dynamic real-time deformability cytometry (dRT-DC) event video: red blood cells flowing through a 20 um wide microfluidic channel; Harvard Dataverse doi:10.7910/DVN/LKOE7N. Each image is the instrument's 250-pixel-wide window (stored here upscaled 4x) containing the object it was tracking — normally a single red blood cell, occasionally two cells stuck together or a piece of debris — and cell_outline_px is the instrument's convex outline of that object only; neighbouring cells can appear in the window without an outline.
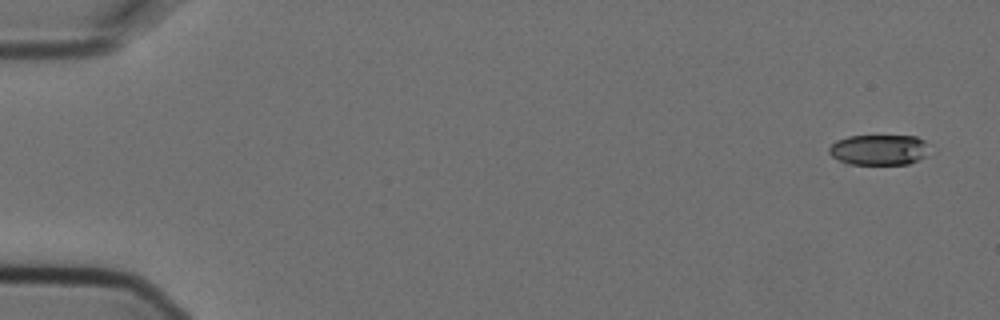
{"species": "Egyptian fruit bat (a non-hibernating species)", "species_latin": "Rousettus aegyptiacus", "temperature_condition": "cold", "stored_images_in_passage": 5, "camera_frame_rate_fps": 3000, "um_per_image_px": 0.085, "animal": {"sex": "female"}, "frame": {"image": 1, "passage_image": 1, "time_ms": 0.0, "image_size_px": [1000, 320], "cell_outline_px": [[924, 156], [908, 164], [848, 164], [832, 156], [828, 152], [828, 148], [836, 140], [848, 136], [916, 136], [924, 140]], "centroid_in_image_um": [74.62, 12.73], "position_along_channel_um": 10.4, "area_um2": 17.46}}
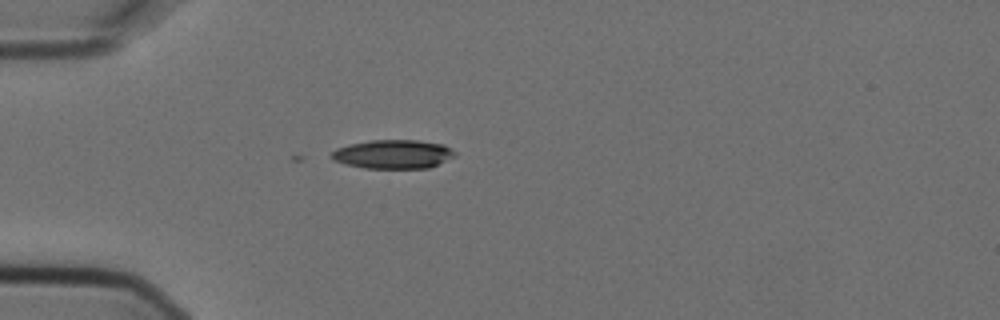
{"frame": {"image": 2, "passage_image": 4, "time_ms": 1.0, "image_size_px": [1000, 320], "cell_outline_px": [[456, 156], [428, 168], [364, 168], [344, 164], [332, 160], [332, 152], [336, 148], [348, 144], [372, 140], [420, 140], [444, 144], [456, 152]], "centroid_in_image_um": [33.42, 13.1], "position_along_channel_um": 51.6, "area_um2": 20.87}}